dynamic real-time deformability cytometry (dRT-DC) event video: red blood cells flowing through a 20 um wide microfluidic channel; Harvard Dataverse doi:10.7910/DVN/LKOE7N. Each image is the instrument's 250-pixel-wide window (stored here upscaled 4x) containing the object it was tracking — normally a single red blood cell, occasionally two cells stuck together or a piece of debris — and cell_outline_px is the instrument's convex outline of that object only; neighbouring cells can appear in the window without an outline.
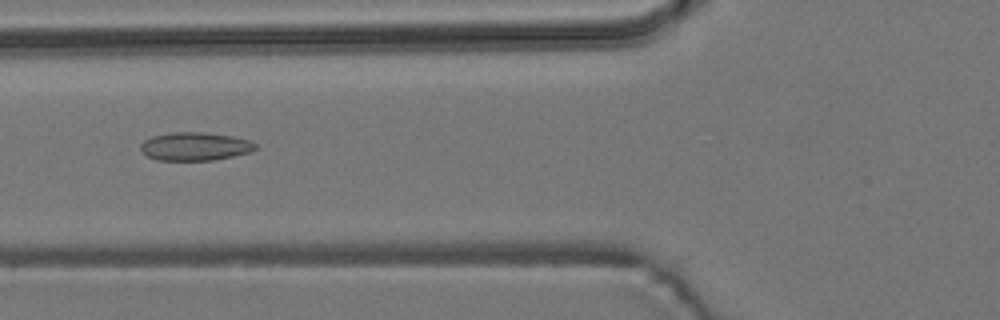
{"species": "common noctule bat (a hibernating species)", "species_latin": "Nyctalus noctula", "temperature_condition": "room temperature", "stored_images_in_passage": 8, "camera_frame_rate_fps": 3000, "um_per_image_px": 0.085, "animal": {"sex": "male", "body_mass_g": 19.2, "forearm_length_mm": 51.8}, "frame": {"image": 1, "passage_image": 5, "time_ms": 4.667, "image_size_px": [1000, 320], "cell_outline_px": [[256, 148], [252, 152], [212, 160], [156, 160], [148, 156], [140, 148], [140, 144], [144, 140], [152, 136], [172, 132], [204, 132], [232, 136], [252, 140], [256, 144]], "centroid_in_image_um": [16.59, 12.43], "position_along_channel_um": 109.2, "area_um2": 18.96}}
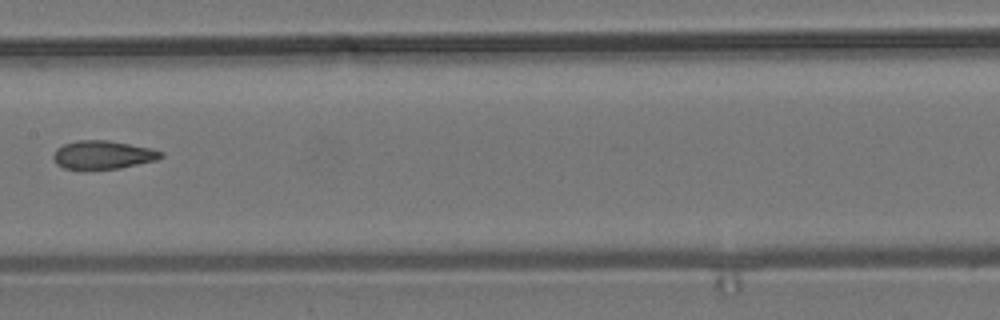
{"frame": {"image": 2, "passage_image": 7, "time_ms": 7.0, "image_size_px": [1000, 320], "cell_outline_px": [[164, 156], [156, 160], [120, 168], [80, 172], [64, 168], [56, 164], [52, 156], [56, 148], [64, 144], [76, 140], [108, 140], [152, 148], [164, 152]], "centroid_in_image_um": [8.7, 13.19], "position_along_channel_um": 198.7, "area_um2": 18.5}}
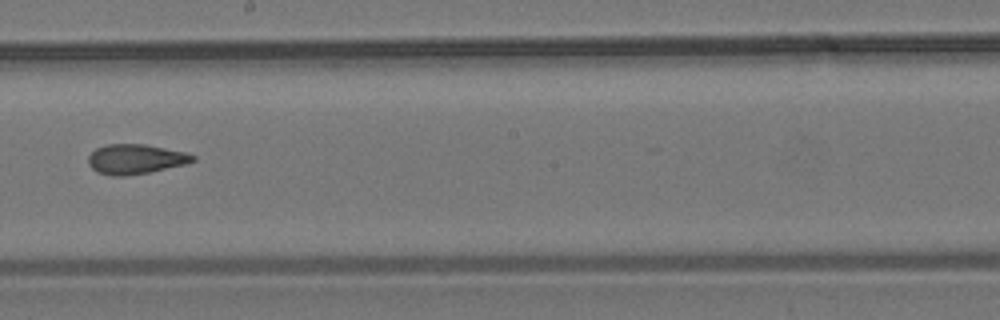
{"frame": {"image": 3, "passage_image": 8, "time_ms": 8.0, "image_size_px": [1000, 320], "cell_outline_px": [[196, 160], [188, 164], [148, 172], [124, 176], [112, 176], [96, 172], [88, 164], [88, 156], [96, 148], [108, 144], [144, 144], [188, 152], [196, 156]], "centroid_in_image_um": [11.55, 13.52], "position_along_channel_um": 236.7, "area_um2": 18.32}}